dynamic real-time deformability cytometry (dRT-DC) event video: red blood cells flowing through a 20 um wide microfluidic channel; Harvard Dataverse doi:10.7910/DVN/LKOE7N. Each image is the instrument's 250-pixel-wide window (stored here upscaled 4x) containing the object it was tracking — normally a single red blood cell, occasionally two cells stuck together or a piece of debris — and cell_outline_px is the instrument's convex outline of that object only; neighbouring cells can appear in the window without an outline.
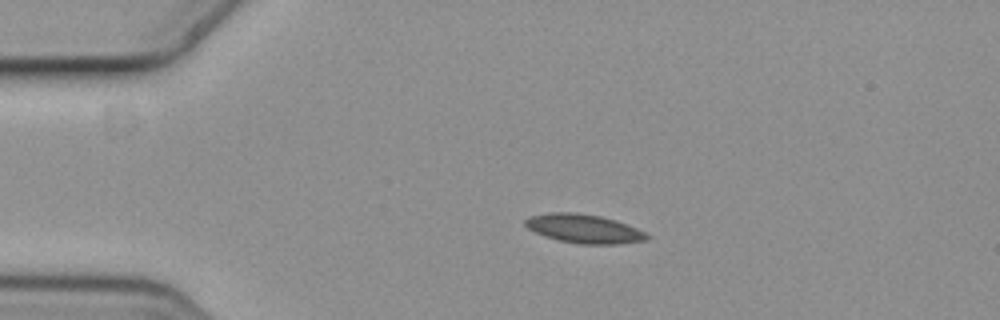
{"species": "common noctule bat (a hibernating species)", "species_latin": "Nyctalus noctula", "temperature_condition": "cold", "stored_images_in_passage": 5, "camera_frame_rate_fps": 3000, "um_per_image_px": 0.085, "animal": {"sex": "female", "body_mass_g": 19.3, "forearm_length_mm": 54.1}, "frame": {"image": 1, "passage_image": 3, "time_ms": 0.667, "image_size_px": [1000, 320], "cell_outline_px": [[652, 236], [648, 240], [620, 244], [580, 244], [560, 240], [544, 236], [528, 228], [524, 224], [524, 220], [528, 216], [548, 212], [576, 212], [600, 216], [616, 220], [636, 228]], "centroid_in_image_um": [49.64, 19.43], "position_along_channel_um": 35.4, "area_um2": 20.58}}
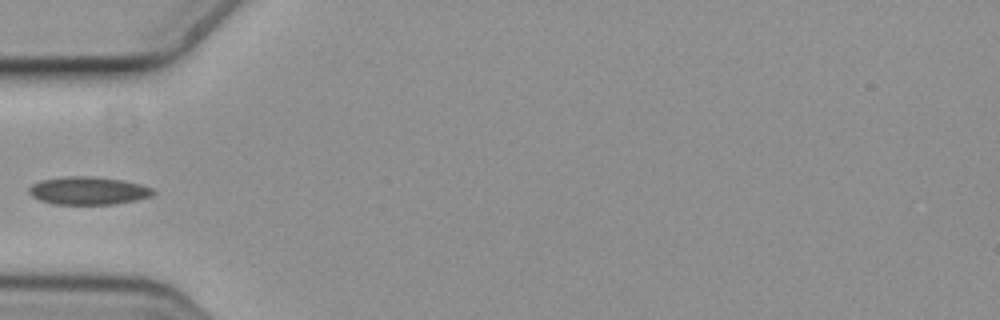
{"frame": {"image": 2, "passage_image": 5, "time_ms": 1.333, "image_size_px": [1000, 320], "cell_outline_px": [[156, 192], [152, 196], [136, 200], [116, 204], [52, 204], [40, 200], [32, 196], [28, 192], [28, 188], [32, 184], [40, 180], [64, 176], [92, 176], [120, 180], [140, 184], [152, 188]], "centroid_in_image_um": [7.48, 16.21], "position_along_channel_um": 77.5, "area_um2": 20.29}}